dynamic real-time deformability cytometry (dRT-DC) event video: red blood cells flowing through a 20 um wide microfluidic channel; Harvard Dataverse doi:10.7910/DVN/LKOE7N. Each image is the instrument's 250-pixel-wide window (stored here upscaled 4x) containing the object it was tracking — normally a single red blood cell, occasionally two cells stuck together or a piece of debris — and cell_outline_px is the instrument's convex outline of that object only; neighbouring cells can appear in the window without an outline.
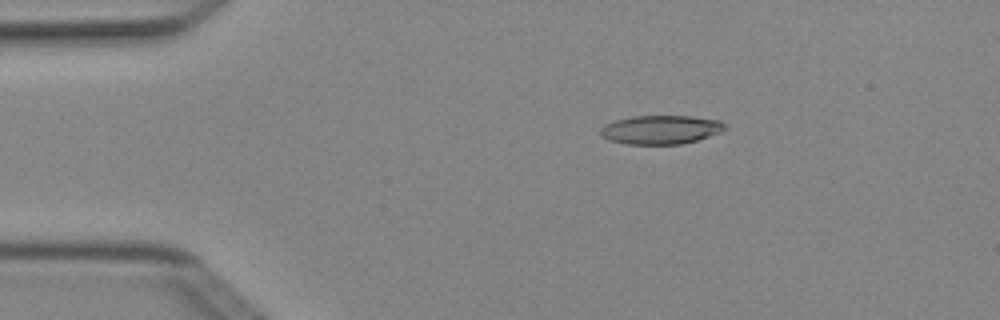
{"species": "Egyptian fruit bat (a non-hibernating species)", "species_latin": "Rousettus aegyptiacus", "temperature_condition": "cold", "stored_images_in_passage": 3, "camera_frame_rate_fps": 3000, "um_per_image_px": 0.085, "animal": {"sex": "female"}, "frame": {"image": 1, "passage_image": 1, "time_ms": 0.0, "image_size_px": [1000, 320], "cell_outline_px": [[724, 128], [720, 132], [696, 140], [680, 144], [628, 144], [608, 140], [600, 136], [600, 128], [604, 124], [616, 120], [632, 116], [692, 116], [720, 120], [724, 124]], "centroid_in_image_um": [56.11, 11.02], "position_along_channel_um": 28.9, "area_um2": 20.81}}
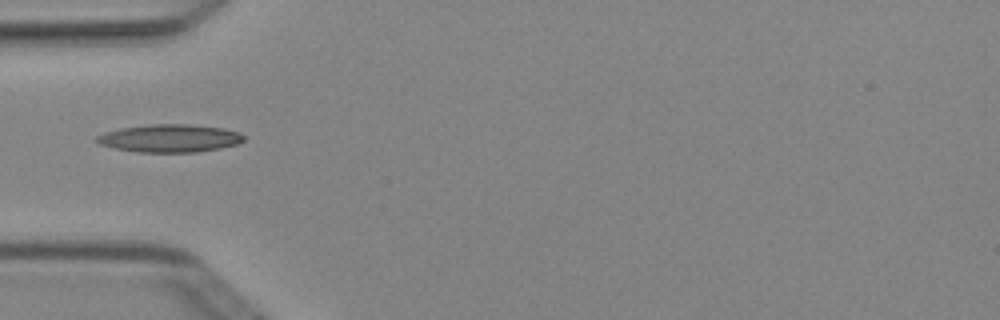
{"frame": {"image": 2, "passage_image": 3, "time_ms": 0.667, "image_size_px": [1000, 320], "cell_outline_px": [[244, 140], [236, 144], [220, 148], [196, 152], [136, 152], [116, 148], [100, 144], [96, 140], [96, 136], [104, 132], [120, 128], [152, 124], [188, 124], [224, 128], [240, 132], [244, 136]], "centroid_in_image_um": [14.43, 11.75], "position_along_channel_um": 70.6, "area_um2": 23.81}}